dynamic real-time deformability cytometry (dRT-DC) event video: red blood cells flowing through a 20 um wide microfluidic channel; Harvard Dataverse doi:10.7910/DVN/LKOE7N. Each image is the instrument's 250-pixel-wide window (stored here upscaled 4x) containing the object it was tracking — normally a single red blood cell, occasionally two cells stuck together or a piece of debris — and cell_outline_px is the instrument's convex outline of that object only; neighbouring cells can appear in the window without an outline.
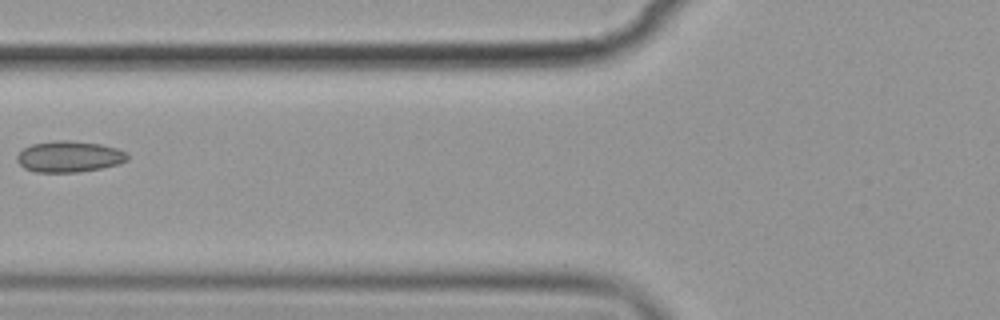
{"species": "common noctule bat (a hibernating species)", "species_latin": "Nyctalus noctula", "temperature_condition": "cold", "stored_images_in_passage": 2, "camera_frame_rate_fps": 3000, "um_per_image_px": 0.085, "animal": {"sex": "female", "body_mass_g": 19.9}, "frame": {"image": 1, "passage_image": 2, "time_ms": 1.333, "image_size_px": [1000, 320], "cell_outline_px": [[128, 160], [120, 164], [100, 168], [76, 172], [36, 172], [24, 168], [16, 160], [16, 156], [24, 148], [32, 144], [56, 140], [68, 140], [100, 144], [116, 148], [128, 152]], "centroid_in_image_um": [5.89, 13.31], "position_along_channel_um": 119.9, "area_um2": 20.06}}